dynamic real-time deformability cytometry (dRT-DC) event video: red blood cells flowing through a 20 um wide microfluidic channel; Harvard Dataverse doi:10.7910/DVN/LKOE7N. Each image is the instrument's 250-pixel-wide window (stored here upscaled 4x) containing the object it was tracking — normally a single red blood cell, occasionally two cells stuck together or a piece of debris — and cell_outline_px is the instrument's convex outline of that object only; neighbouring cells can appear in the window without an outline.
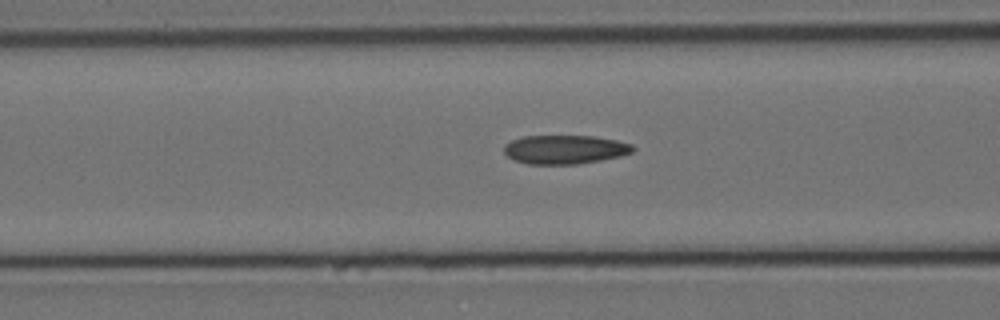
{"species": "Egyptian fruit bat (a non-hibernating species)", "species_latin": "Rousettus aegyptiacus", "temperature_condition": "cold", "stored_images_in_passage": 42, "camera_frame_rate_fps": 3000, "um_per_image_px": 0.085, "animal": {"sex": "female"}, "frame": {"image": 1, "passage_image": 19, "time_ms": 6.0, "image_size_px": [1000, 320], "cell_outline_px": [[636, 148], [632, 152], [620, 156], [600, 160], [576, 164], [528, 164], [512, 160], [504, 152], [504, 144], [512, 140], [524, 136], [596, 136], [616, 140], [632, 144]], "centroid_in_image_um": [48.0, 12.7], "position_along_channel_um": 118.6, "area_um2": 21.73}}
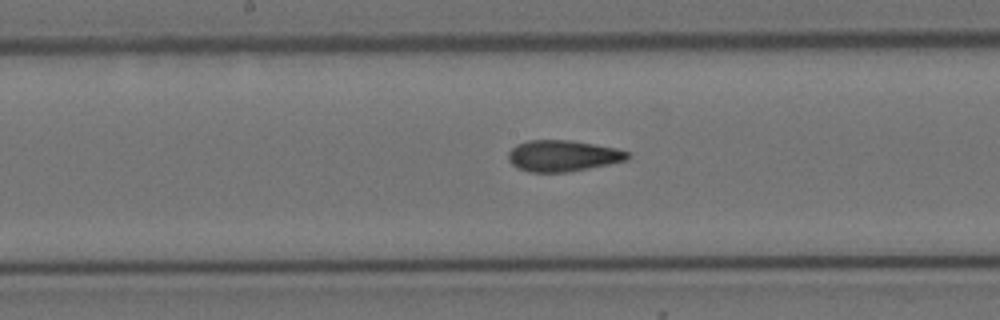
{"frame": {"image": 2, "passage_image": 26, "time_ms": 8.333, "image_size_px": [1000, 320], "cell_outline_px": [[628, 160], [568, 172], [528, 172], [516, 168], [508, 160], [508, 152], [516, 144], [528, 140], [568, 140], [616, 148], [628, 152]], "centroid_in_image_um": [47.78, 13.25], "position_along_channel_um": 200.4, "area_um2": 21.62}}
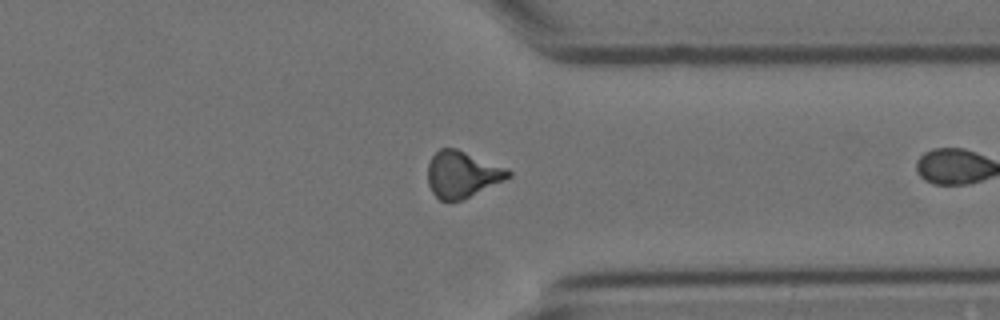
{"frame": {"image": 3, "passage_image": 41, "time_ms": 13.333, "image_size_px": [1000, 320], "cell_outline_px": [[512, 176], [464, 200], [440, 200], [432, 192], [428, 184], [428, 164], [432, 156], [440, 148], [456, 148], [508, 168], [512, 172]], "centroid_in_image_um": [39.3, 14.82], "position_along_channel_um": 372.1, "area_um2": 21.85}}